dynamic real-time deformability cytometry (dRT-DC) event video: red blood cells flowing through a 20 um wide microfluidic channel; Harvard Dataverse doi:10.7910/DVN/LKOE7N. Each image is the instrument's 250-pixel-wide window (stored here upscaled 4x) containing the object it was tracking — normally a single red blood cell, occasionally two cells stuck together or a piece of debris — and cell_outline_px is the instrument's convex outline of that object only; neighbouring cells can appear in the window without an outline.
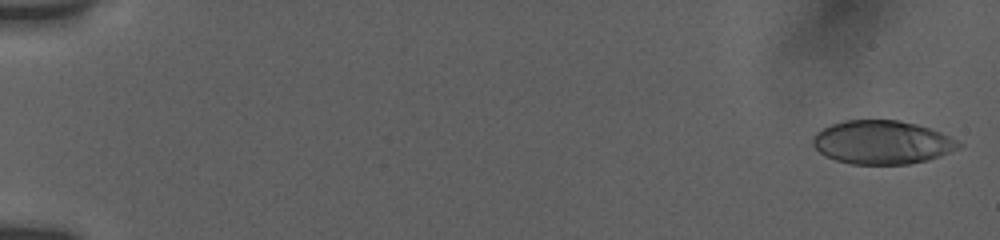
{"species": "human", "species_latin": "Homo sapiens", "temperature_condition": "room temperature", "stored_images_in_passage": 55, "camera_frame_rate_fps": 3000, "um_per_image_px": 0.085, "donor": {"sex": "female"}, "frame": {"image": 1, "passage_image": 2, "time_ms": 0.333, "image_size_px": [1000, 240], "cell_outline_px": [[964, 144], [960, 148], [940, 156], [928, 160], [908, 164], [852, 164], [836, 160], [824, 156], [812, 144], [812, 136], [816, 132], [832, 124], [844, 120], [900, 120], [916, 124], [940, 132]], "centroid_in_image_um": [74.97, 12.1], "position_along_channel_um": 10.0, "area_um2": 37.05}}
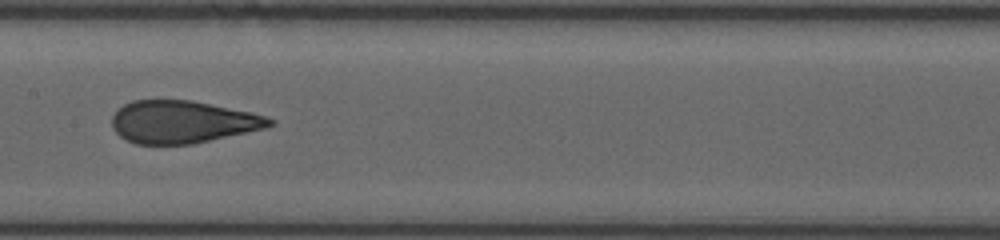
{"frame": {"image": 2, "passage_image": 30, "time_ms": 9.667, "image_size_px": [1000, 240], "cell_outline_px": [[276, 124], [264, 128], [192, 144], [136, 144], [120, 136], [112, 128], [112, 116], [124, 104], [132, 100], [192, 100], [252, 112], [276, 120]], "centroid_in_image_um": [15.52, 10.35], "position_along_channel_um": 191.9, "area_um2": 38.9}}
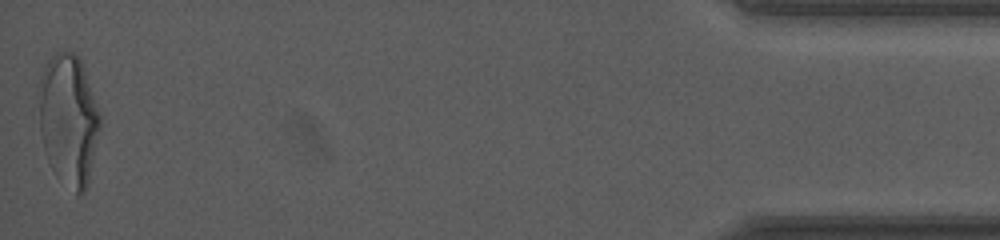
{"frame": {"image": 3, "passage_image": 55, "time_ms": 18.0, "image_size_px": [1000, 240], "cell_outline_px": [[100, 128], [88, 184], [84, 192], [76, 196], [52, 168], [48, 160], [44, 148], [40, 132], [40, 76], [48, 60], [56, 52], [76, 52], [80, 56], [100, 116]], "centroid_in_image_um": [5.84, 10.17], "position_along_channel_um": 429.4, "area_um2": 46.3}, "authors_computed_cell_mechanics": {"area_um2": 39.593, "velocity_mm_per_s": 3.837, "shape_relaxation_time_tau1_ms": 8.5946, "shape_relaxation_time_tau2_ms": 0.7749, "deformation_change_tau1": 0.2594, "deformation_change_tau2": 0.0829}}